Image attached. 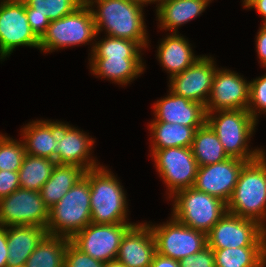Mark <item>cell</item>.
<instances>
[{
  "label": "cell",
  "instance_id": "cell-1",
  "mask_svg": "<svg viewBox=\"0 0 266 267\" xmlns=\"http://www.w3.org/2000/svg\"><path fill=\"white\" fill-rule=\"evenodd\" d=\"M84 1L92 12L97 34L105 29L106 36L130 39L142 48L148 47L142 4L131 0ZM95 4L98 10L94 9Z\"/></svg>",
  "mask_w": 266,
  "mask_h": 267
},
{
  "label": "cell",
  "instance_id": "cell-2",
  "mask_svg": "<svg viewBox=\"0 0 266 267\" xmlns=\"http://www.w3.org/2000/svg\"><path fill=\"white\" fill-rule=\"evenodd\" d=\"M227 212L257 221L266 229V153L247 162L238 177Z\"/></svg>",
  "mask_w": 266,
  "mask_h": 267
},
{
  "label": "cell",
  "instance_id": "cell-3",
  "mask_svg": "<svg viewBox=\"0 0 266 267\" xmlns=\"http://www.w3.org/2000/svg\"><path fill=\"white\" fill-rule=\"evenodd\" d=\"M84 177L90 184L91 223H128L126 193L115 175L100 165L85 171Z\"/></svg>",
  "mask_w": 266,
  "mask_h": 267
},
{
  "label": "cell",
  "instance_id": "cell-4",
  "mask_svg": "<svg viewBox=\"0 0 266 267\" xmlns=\"http://www.w3.org/2000/svg\"><path fill=\"white\" fill-rule=\"evenodd\" d=\"M214 112H206V123L218 136L229 157L250 162L265 152L263 149L250 150L248 148L249 140L258 124L248 110H217Z\"/></svg>",
  "mask_w": 266,
  "mask_h": 267
},
{
  "label": "cell",
  "instance_id": "cell-5",
  "mask_svg": "<svg viewBox=\"0 0 266 267\" xmlns=\"http://www.w3.org/2000/svg\"><path fill=\"white\" fill-rule=\"evenodd\" d=\"M91 223L90 184L82 177L49 209L47 234L71 239Z\"/></svg>",
  "mask_w": 266,
  "mask_h": 267
},
{
  "label": "cell",
  "instance_id": "cell-6",
  "mask_svg": "<svg viewBox=\"0 0 266 267\" xmlns=\"http://www.w3.org/2000/svg\"><path fill=\"white\" fill-rule=\"evenodd\" d=\"M170 198H174L171 216L206 234L227 212L226 202L194 187L180 190Z\"/></svg>",
  "mask_w": 266,
  "mask_h": 267
},
{
  "label": "cell",
  "instance_id": "cell-7",
  "mask_svg": "<svg viewBox=\"0 0 266 267\" xmlns=\"http://www.w3.org/2000/svg\"><path fill=\"white\" fill-rule=\"evenodd\" d=\"M92 12L85 1L72 13L51 21L40 39L39 50L52 52L58 49L90 43L97 37Z\"/></svg>",
  "mask_w": 266,
  "mask_h": 267
},
{
  "label": "cell",
  "instance_id": "cell-8",
  "mask_svg": "<svg viewBox=\"0 0 266 267\" xmlns=\"http://www.w3.org/2000/svg\"><path fill=\"white\" fill-rule=\"evenodd\" d=\"M212 249L266 247V229L257 221L226 214L207 233Z\"/></svg>",
  "mask_w": 266,
  "mask_h": 267
},
{
  "label": "cell",
  "instance_id": "cell-9",
  "mask_svg": "<svg viewBox=\"0 0 266 267\" xmlns=\"http://www.w3.org/2000/svg\"><path fill=\"white\" fill-rule=\"evenodd\" d=\"M154 235L156 252L162 256L181 260L207 247V234L185 226L173 216L162 225L148 224Z\"/></svg>",
  "mask_w": 266,
  "mask_h": 267
},
{
  "label": "cell",
  "instance_id": "cell-10",
  "mask_svg": "<svg viewBox=\"0 0 266 267\" xmlns=\"http://www.w3.org/2000/svg\"><path fill=\"white\" fill-rule=\"evenodd\" d=\"M156 169L168 187L169 198L194 186L198 164L191 147H170L152 153Z\"/></svg>",
  "mask_w": 266,
  "mask_h": 267
},
{
  "label": "cell",
  "instance_id": "cell-11",
  "mask_svg": "<svg viewBox=\"0 0 266 267\" xmlns=\"http://www.w3.org/2000/svg\"><path fill=\"white\" fill-rule=\"evenodd\" d=\"M49 209L38 191L19 188L0 199V226H39L46 228Z\"/></svg>",
  "mask_w": 266,
  "mask_h": 267
},
{
  "label": "cell",
  "instance_id": "cell-12",
  "mask_svg": "<svg viewBox=\"0 0 266 267\" xmlns=\"http://www.w3.org/2000/svg\"><path fill=\"white\" fill-rule=\"evenodd\" d=\"M17 46L38 48L40 40L32 32L23 0H0V59Z\"/></svg>",
  "mask_w": 266,
  "mask_h": 267
},
{
  "label": "cell",
  "instance_id": "cell-13",
  "mask_svg": "<svg viewBox=\"0 0 266 267\" xmlns=\"http://www.w3.org/2000/svg\"><path fill=\"white\" fill-rule=\"evenodd\" d=\"M136 223L88 224L70 241L82 252L107 263L117 259L119 246L125 233Z\"/></svg>",
  "mask_w": 266,
  "mask_h": 267
},
{
  "label": "cell",
  "instance_id": "cell-14",
  "mask_svg": "<svg viewBox=\"0 0 266 267\" xmlns=\"http://www.w3.org/2000/svg\"><path fill=\"white\" fill-rule=\"evenodd\" d=\"M250 100V82L228 69L217 67L206 112L217 110H247Z\"/></svg>",
  "mask_w": 266,
  "mask_h": 267
},
{
  "label": "cell",
  "instance_id": "cell-15",
  "mask_svg": "<svg viewBox=\"0 0 266 267\" xmlns=\"http://www.w3.org/2000/svg\"><path fill=\"white\" fill-rule=\"evenodd\" d=\"M212 57L203 55L180 74L169 78V90L206 106L216 72Z\"/></svg>",
  "mask_w": 266,
  "mask_h": 267
},
{
  "label": "cell",
  "instance_id": "cell-16",
  "mask_svg": "<svg viewBox=\"0 0 266 267\" xmlns=\"http://www.w3.org/2000/svg\"><path fill=\"white\" fill-rule=\"evenodd\" d=\"M247 162L229 157L219 163L198 167L193 187L227 203Z\"/></svg>",
  "mask_w": 266,
  "mask_h": 267
},
{
  "label": "cell",
  "instance_id": "cell-17",
  "mask_svg": "<svg viewBox=\"0 0 266 267\" xmlns=\"http://www.w3.org/2000/svg\"><path fill=\"white\" fill-rule=\"evenodd\" d=\"M94 139L72 125L58 122V143L54 151L56 164L77 165L85 171L99 167L90 157Z\"/></svg>",
  "mask_w": 266,
  "mask_h": 267
},
{
  "label": "cell",
  "instance_id": "cell-18",
  "mask_svg": "<svg viewBox=\"0 0 266 267\" xmlns=\"http://www.w3.org/2000/svg\"><path fill=\"white\" fill-rule=\"evenodd\" d=\"M156 243L147 223L133 225L123 236L117 260L126 267H150Z\"/></svg>",
  "mask_w": 266,
  "mask_h": 267
},
{
  "label": "cell",
  "instance_id": "cell-19",
  "mask_svg": "<svg viewBox=\"0 0 266 267\" xmlns=\"http://www.w3.org/2000/svg\"><path fill=\"white\" fill-rule=\"evenodd\" d=\"M153 120L178 123L184 126H203L206 123V109L203 104L189 100L169 91V95L154 104Z\"/></svg>",
  "mask_w": 266,
  "mask_h": 267
},
{
  "label": "cell",
  "instance_id": "cell-20",
  "mask_svg": "<svg viewBox=\"0 0 266 267\" xmlns=\"http://www.w3.org/2000/svg\"><path fill=\"white\" fill-rule=\"evenodd\" d=\"M32 32L40 40L51 21L72 13L84 0H23Z\"/></svg>",
  "mask_w": 266,
  "mask_h": 267
},
{
  "label": "cell",
  "instance_id": "cell-21",
  "mask_svg": "<svg viewBox=\"0 0 266 267\" xmlns=\"http://www.w3.org/2000/svg\"><path fill=\"white\" fill-rule=\"evenodd\" d=\"M165 37L157 48V58L171 78L183 72L201 56L194 55L191 45L185 37L177 33Z\"/></svg>",
  "mask_w": 266,
  "mask_h": 267
},
{
  "label": "cell",
  "instance_id": "cell-22",
  "mask_svg": "<svg viewBox=\"0 0 266 267\" xmlns=\"http://www.w3.org/2000/svg\"><path fill=\"white\" fill-rule=\"evenodd\" d=\"M21 132L26 154L54 160L58 143V121H32Z\"/></svg>",
  "mask_w": 266,
  "mask_h": 267
},
{
  "label": "cell",
  "instance_id": "cell-23",
  "mask_svg": "<svg viewBox=\"0 0 266 267\" xmlns=\"http://www.w3.org/2000/svg\"><path fill=\"white\" fill-rule=\"evenodd\" d=\"M89 62L91 73L120 85L132 82L145 69L141 58L90 57Z\"/></svg>",
  "mask_w": 266,
  "mask_h": 267
},
{
  "label": "cell",
  "instance_id": "cell-24",
  "mask_svg": "<svg viewBox=\"0 0 266 267\" xmlns=\"http://www.w3.org/2000/svg\"><path fill=\"white\" fill-rule=\"evenodd\" d=\"M211 0H166L157 6L159 28L178 33L180 25L201 15Z\"/></svg>",
  "mask_w": 266,
  "mask_h": 267
},
{
  "label": "cell",
  "instance_id": "cell-25",
  "mask_svg": "<svg viewBox=\"0 0 266 267\" xmlns=\"http://www.w3.org/2000/svg\"><path fill=\"white\" fill-rule=\"evenodd\" d=\"M46 234V228L39 226L7 227L8 263L14 266L25 265Z\"/></svg>",
  "mask_w": 266,
  "mask_h": 267
},
{
  "label": "cell",
  "instance_id": "cell-26",
  "mask_svg": "<svg viewBox=\"0 0 266 267\" xmlns=\"http://www.w3.org/2000/svg\"><path fill=\"white\" fill-rule=\"evenodd\" d=\"M84 174L85 170L77 165L55 164L51 177L40 190L45 206L53 207Z\"/></svg>",
  "mask_w": 266,
  "mask_h": 267
},
{
  "label": "cell",
  "instance_id": "cell-27",
  "mask_svg": "<svg viewBox=\"0 0 266 267\" xmlns=\"http://www.w3.org/2000/svg\"><path fill=\"white\" fill-rule=\"evenodd\" d=\"M200 127L152 120L149 124L151 153L170 147H191L195 132Z\"/></svg>",
  "mask_w": 266,
  "mask_h": 267
},
{
  "label": "cell",
  "instance_id": "cell-28",
  "mask_svg": "<svg viewBox=\"0 0 266 267\" xmlns=\"http://www.w3.org/2000/svg\"><path fill=\"white\" fill-rule=\"evenodd\" d=\"M191 148L199 167L229 158L218 136L207 123L196 130Z\"/></svg>",
  "mask_w": 266,
  "mask_h": 267
},
{
  "label": "cell",
  "instance_id": "cell-29",
  "mask_svg": "<svg viewBox=\"0 0 266 267\" xmlns=\"http://www.w3.org/2000/svg\"><path fill=\"white\" fill-rule=\"evenodd\" d=\"M69 241V238L63 236L46 234L28 257L25 267H64Z\"/></svg>",
  "mask_w": 266,
  "mask_h": 267
},
{
  "label": "cell",
  "instance_id": "cell-30",
  "mask_svg": "<svg viewBox=\"0 0 266 267\" xmlns=\"http://www.w3.org/2000/svg\"><path fill=\"white\" fill-rule=\"evenodd\" d=\"M215 267H266V247L213 249Z\"/></svg>",
  "mask_w": 266,
  "mask_h": 267
},
{
  "label": "cell",
  "instance_id": "cell-31",
  "mask_svg": "<svg viewBox=\"0 0 266 267\" xmlns=\"http://www.w3.org/2000/svg\"><path fill=\"white\" fill-rule=\"evenodd\" d=\"M55 164L52 159L26 154L18 171L20 187L40 192L42 186L51 177Z\"/></svg>",
  "mask_w": 266,
  "mask_h": 267
},
{
  "label": "cell",
  "instance_id": "cell-32",
  "mask_svg": "<svg viewBox=\"0 0 266 267\" xmlns=\"http://www.w3.org/2000/svg\"><path fill=\"white\" fill-rule=\"evenodd\" d=\"M92 45L90 57L142 58L143 48L130 39L107 36Z\"/></svg>",
  "mask_w": 266,
  "mask_h": 267
},
{
  "label": "cell",
  "instance_id": "cell-33",
  "mask_svg": "<svg viewBox=\"0 0 266 267\" xmlns=\"http://www.w3.org/2000/svg\"><path fill=\"white\" fill-rule=\"evenodd\" d=\"M26 155L23 141L0 134V170L19 171Z\"/></svg>",
  "mask_w": 266,
  "mask_h": 267
},
{
  "label": "cell",
  "instance_id": "cell-34",
  "mask_svg": "<svg viewBox=\"0 0 266 267\" xmlns=\"http://www.w3.org/2000/svg\"><path fill=\"white\" fill-rule=\"evenodd\" d=\"M247 110L256 121L261 112L266 113V74L250 81V100Z\"/></svg>",
  "mask_w": 266,
  "mask_h": 267
},
{
  "label": "cell",
  "instance_id": "cell-35",
  "mask_svg": "<svg viewBox=\"0 0 266 267\" xmlns=\"http://www.w3.org/2000/svg\"><path fill=\"white\" fill-rule=\"evenodd\" d=\"M105 263L94 259L68 242L64 256V267H104Z\"/></svg>",
  "mask_w": 266,
  "mask_h": 267
},
{
  "label": "cell",
  "instance_id": "cell-36",
  "mask_svg": "<svg viewBox=\"0 0 266 267\" xmlns=\"http://www.w3.org/2000/svg\"><path fill=\"white\" fill-rule=\"evenodd\" d=\"M181 267H215L214 250L205 247L202 251L179 260Z\"/></svg>",
  "mask_w": 266,
  "mask_h": 267
},
{
  "label": "cell",
  "instance_id": "cell-37",
  "mask_svg": "<svg viewBox=\"0 0 266 267\" xmlns=\"http://www.w3.org/2000/svg\"><path fill=\"white\" fill-rule=\"evenodd\" d=\"M20 188L18 171L0 170V199Z\"/></svg>",
  "mask_w": 266,
  "mask_h": 267
},
{
  "label": "cell",
  "instance_id": "cell-38",
  "mask_svg": "<svg viewBox=\"0 0 266 267\" xmlns=\"http://www.w3.org/2000/svg\"><path fill=\"white\" fill-rule=\"evenodd\" d=\"M256 48L260 62L263 67H266V28L261 25L256 37Z\"/></svg>",
  "mask_w": 266,
  "mask_h": 267
},
{
  "label": "cell",
  "instance_id": "cell-39",
  "mask_svg": "<svg viewBox=\"0 0 266 267\" xmlns=\"http://www.w3.org/2000/svg\"><path fill=\"white\" fill-rule=\"evenodd\" d=\"M7 227L0 226V267H6L8 263Z\"/></svg>",
  "mask_w": 266,
  "mask_h": 267
},
{
  "label": "cell",
  "instance_id": "cell-40",
  "mask_svg": "<svg viewBox=\"0 0 266 267\" xmlns=\"http://www.w3.org/2000/svg\"><path fill=\"white\" fill-rule=\"evenodd\" d=\"M150 267H181L178 260L162 256L157 252L153 256Z\"/></svg>",
  "mask_w": 266,
  "mask_h": 267
},
{
  "label": "cell",
  "instance_id": "cell-41",
  "mask_svg": "<svg viewBox=\"0 0 266 267\" xmlns=\"http://www.w3.org/2000/svg\"><path fill=\"white\" fill-rule=\"evenodd\" d=\"M252 8H255L263 16V21L266 20V0H257L249 7V9Z\"/></svg>",
  "mask_w": 266,
  "mask_h": 267
},
{
  "label": "cell",
  "instance_id": "cell-42",
  "mask_svg": "<svg viewBox=\"0 0 266 267\" xmlns=\"http://www.w3.org/2000/svg\"><path fill=\"white\" fill-rule=\"evenodd\" d=\"M104 267H126V266L122 264L120 261H118L117 259H115V260H111L105 263Z\"/></svg>",
  "mask_w": 266,
  "mask_h": 267
},
{
  "label": "cell",
  "instance_id": "cell-43",
  "mask_svg": "<svg viewBox=\"0 0 266 267\" xmlns=\"http://www.w3.org/2000/svg\"><path fill=\"white\" fill-rule=\"evenodd\" d=\"M166 0H138V2L140 3V4H142L143 6H144V4L146 5V4H150V3H154V2H158L159 4H157L156 5V7L158 6V5H161L163 2H165Z\"/></svg>",
  "mask_w": 266,
  "mask_h": 267
},
{
  "label": "cell",
  "instance_id": "cell-44",
  "mask_svg": "<svg viewBox=\"0 0 266 267\" xmlns=\"http://www.w3.org/2000/svg\"><path fill=\"white\" fill-rule=\"evenodd\" d=\"M257 0H244L243 1V6L245 7V8H248L249 9V7L254 3V2H256Z\"/></svg>",
  "mask_w": 266,
  "mask_h": 267
},
{
  "label": "cell",
  "instance_id": "cell-45",
  "mask_svg": "<svg viewBox=\"0 0 266 267\" xmlns=\"http://www.w3.org/2000/svg\"><path fill=\"white\" fill-rule=\"evenodd\" d=\"M6 267H25V265H22V266H14V265L8 264Z\"/></svg>",
  "mask_w": 266,
  "mask_h": 267
},
{
  "label": "cell",
  "instance_id": "cell-46",
  "mask_svg": "<svg viewBox=\"0 0 266 267\" xmlns=\"http://www.w3.org/2000/svg\"><path fill=\"white\" fill-rule=\"evenodd\" d=\"M262 25L266 28V20L263 21Z\"/></svg>",
  "mask_w": 266,
  "mask_h": 267
}]
</instances>
